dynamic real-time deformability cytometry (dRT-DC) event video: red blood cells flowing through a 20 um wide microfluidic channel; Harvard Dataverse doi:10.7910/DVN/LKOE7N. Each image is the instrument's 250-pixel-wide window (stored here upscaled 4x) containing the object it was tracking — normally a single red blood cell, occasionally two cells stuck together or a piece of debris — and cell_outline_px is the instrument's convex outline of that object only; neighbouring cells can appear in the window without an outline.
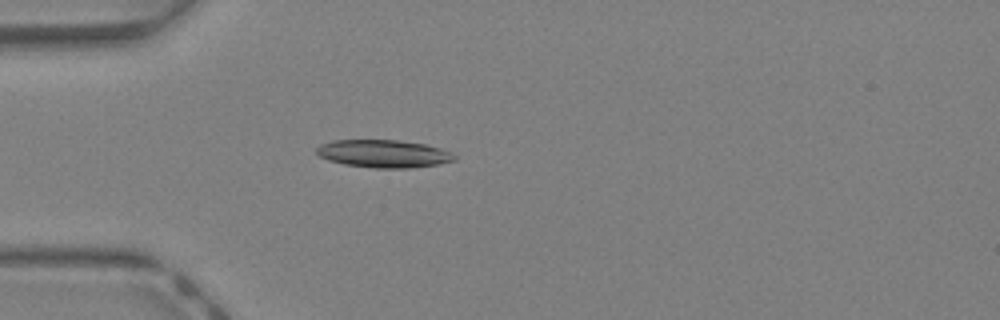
{"species": "Egyptian fruit bat (a non-hibernating species)", "species_latin": "Rousettus aegyptiacus", "temperature_condition": "warm", "stored_images_in_passage": 38, "camera_frame_rate_fps": 3000, "um_per_image_px": 0.085, "animal": {"sex": "female"}, "frame": {"image": 1, "passage_image": 8, "time_ms": 2.333, "image_size_px": [1000, 320], "cell_outline_px": [[456, 160], [440, 164], [408, 168], [376, 168], [344, 164], [328, 160], [320, 156], [316, 152], [316, 148], [320, 144], [332, 140], [396, 140], [424, 144], [440, 148], [452, 152], [456, 156]], "centroid_in_image_um": [32.61, 13.06], "position_along_channel_um": 52.4, "area_um2": 22.31}}
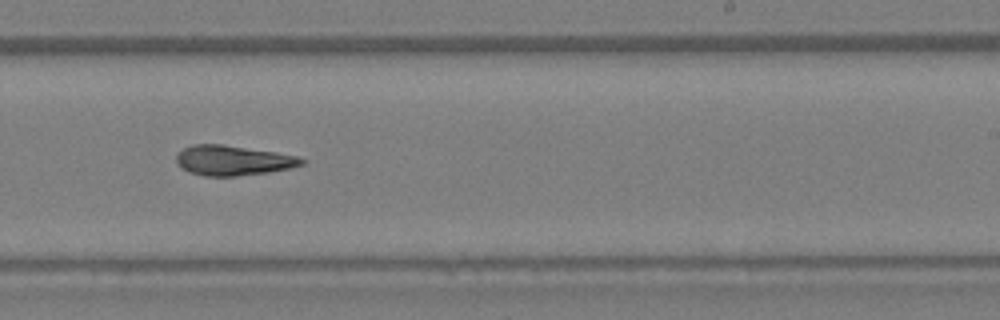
{"frame": {"image": 2, "passage_image": 22, "time_ms": 7.0, "image_size_px": [1000, 320], "cell_outline_px": [[308, 160], [304, 164], [288, 168], [268, 172], [236, 176], [204, 176], [188, 172], [176, 164], [176, 156], [184, 148], [192, 144], [224, 144], [276, 152], [296, 156]], "centroid_in_image_um": [19.79, 13.63], "position_along_channel_um": 269.2, "area_um2": 21.96}}
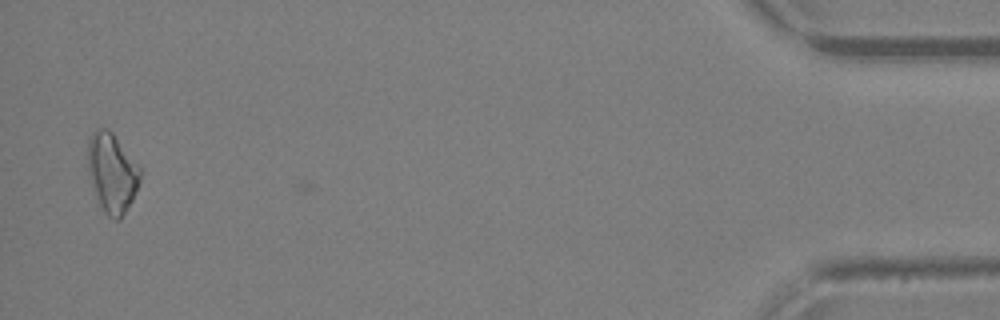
{"frame": {"image": 3, "passage_image": 37, "time_ms": 12.0, "image_size_px": [1000, 320], "cell_outline_px": [[140, 180], [132, 200], [120, 220], [112, 220], [96, 204], [88, 168], [88, 140], [92, 132], [96, 128], [108, 128], [112, 132], [140, 168]], "centroid_in_image_um": [9.49, 14.72], "position_along_channel_um": 425.7, "area_um2": 24.28}, "authors_computed_cell_mechanics": {"area_um2": 21.9062, "velocity_mm_per_s": 4.8788, "shape_relaxation_time_tau1_ms": 4.693, "shape_relaxation_time_tau2_ms": 4.4336, "deformation_change_tau1": 0.1701, "deformation_change_tau2": 0.1591}}